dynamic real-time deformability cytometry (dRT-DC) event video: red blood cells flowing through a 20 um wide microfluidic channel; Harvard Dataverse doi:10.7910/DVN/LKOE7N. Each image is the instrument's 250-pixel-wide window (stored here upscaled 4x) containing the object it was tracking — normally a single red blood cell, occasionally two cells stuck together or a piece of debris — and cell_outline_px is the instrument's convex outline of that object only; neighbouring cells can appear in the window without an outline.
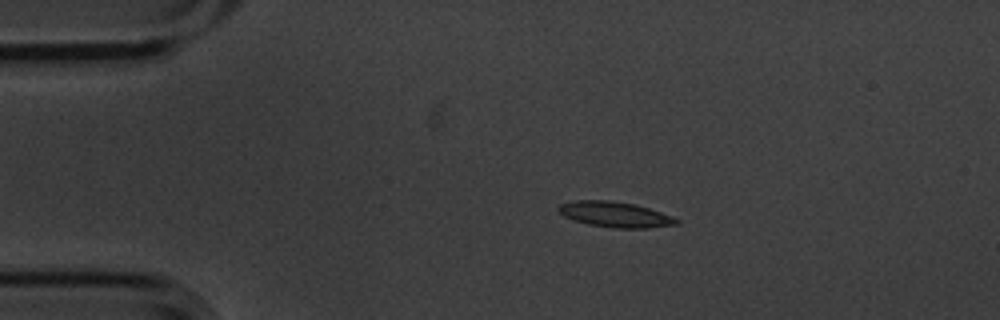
{"species": "common noctule bat (a hibernating species)", "species_latin": "Nyctalus noctula", "temperature_condition": "cold", "stored_images_in_passage": 5, "camera_frame_rate_fps": 3000, "um_per_image_px": 0.085, "animal": {"sex": "male", "body_mass_g": 20.1, "forearm_length_mm": 53.5}, "frame": {"image": 1, "passage_image": 3, "time_ms": 0.667, "image_size_px": [1000, 320], "cell_outline_px": [[680, 224], [648, 228], [616, 228], [588, 224], [564, 216], [556, 208], [560, 204], [572, 200], [612, 200], [636, 204], [672, 216], [680, 220]], "centroid_in_image_um": [52.3, 18.22], "position_along_channel_um": 32.7, "area_um2": 17.57}}
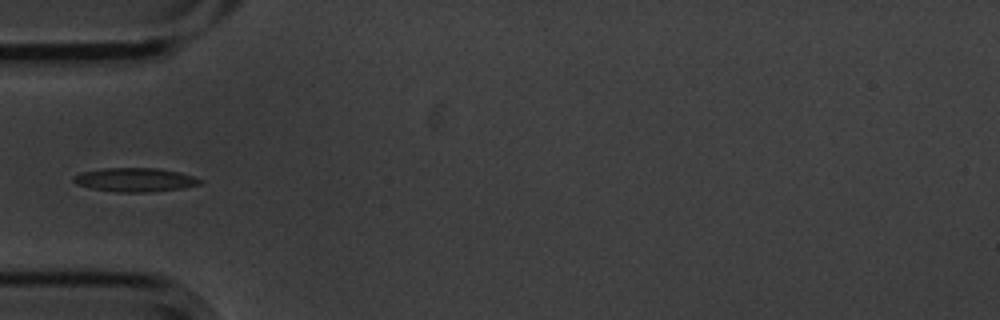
{"frame": {"image": 2, "passage_image": 5, "time_ms": 1.333, "image_size_px": [1000, 320], "cell_outline_px": [[204, 180], [200, 184], [184, 188], [148, 192], [116, 192], [92, 188], [76, 184], [72, 180], [72, 176], [80, 172], [104, 168], [156, 168], [180, 172]], "centroid_in_image_um": [11.46, 15.28], "position_along_channel_um": 73.5, "area_um2": 17.63}}